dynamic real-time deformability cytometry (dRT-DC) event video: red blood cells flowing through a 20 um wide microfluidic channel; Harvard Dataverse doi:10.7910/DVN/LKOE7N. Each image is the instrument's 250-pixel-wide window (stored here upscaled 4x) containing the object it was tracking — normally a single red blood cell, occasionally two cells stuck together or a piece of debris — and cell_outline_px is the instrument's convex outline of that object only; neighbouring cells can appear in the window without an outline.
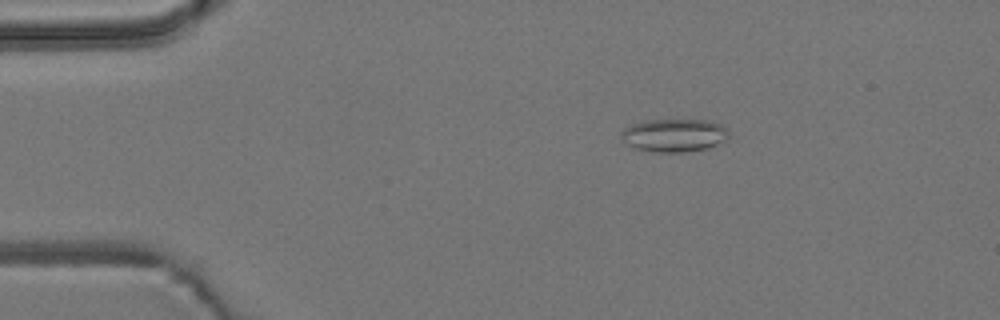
{"species": "common noctule bat (a hibernating species)", "species_latin": "Nyctalus noctula", "temperature_condition": "room temperature", "stored_images_in_passage": 4, "camera_frame_rate_fps": 3000, "um_per_image_px": 0.085, "animal": {"sex": "male", "body_mass_g": 19.2, "forearm_length_mm": 51.8}, "frame": {"image": 1, "passage_image": 3, "time_ms": 2.333, "image_size_px": [1000, 320], "cell_outline_px": [[728, 140], [708, 148], [684, 152], [652, 152], [632, 148], [620, 136], [620, 132], [624, 128], [632, 124], [644, 120], [708, 120], [720, 124], [728, 132]], "centroid_in_image_um": [57.28, 11.5], "position_along_channel_um": 27.7, "area_um2": 20.87}}